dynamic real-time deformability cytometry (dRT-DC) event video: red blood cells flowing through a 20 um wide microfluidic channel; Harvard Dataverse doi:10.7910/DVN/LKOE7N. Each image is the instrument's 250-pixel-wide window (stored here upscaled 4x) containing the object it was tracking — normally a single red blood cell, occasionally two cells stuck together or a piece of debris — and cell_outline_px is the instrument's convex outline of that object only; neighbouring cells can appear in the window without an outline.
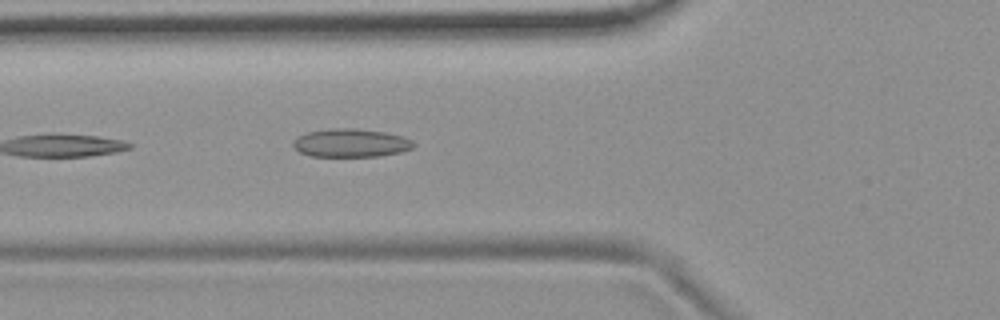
{"species": "common noctule bat (a hibernating species)", "species_latin": "Nyctalus noctula", "temperature_condition": "room temperature", "stored_images_in_passage": 6, "camera_frame_rate_fps": 3000, "um_per_image_px": 0.085, "animal": {"sex": "female", "body_mass_g": 19.9}, "frame": {"image": 1, "passage_image": 6, "time_ms": 5.667, "image_size_px": [1000, 320], "cell_outline_px": [[416, 144], [412, 148], [400, 152], [380, 156], [312, 156], [300, 152], [292, 144], [300, 136], [308, 132], [328, 128], [352, 128], [384, 132], [404, 136], [412, 140]], "centroid_in_image_um": [29.87, 12.15], "position_along_channel_um": 95.9, "area_um2": 19.71}}